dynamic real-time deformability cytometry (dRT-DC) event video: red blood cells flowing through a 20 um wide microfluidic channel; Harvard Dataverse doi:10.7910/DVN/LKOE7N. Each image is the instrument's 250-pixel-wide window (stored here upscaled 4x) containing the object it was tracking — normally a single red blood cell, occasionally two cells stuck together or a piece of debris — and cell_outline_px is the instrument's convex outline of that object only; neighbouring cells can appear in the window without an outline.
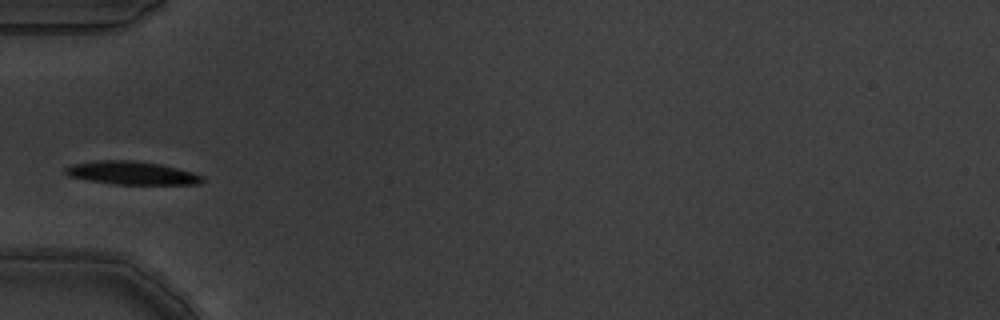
{"species": "common noctule bat (a hibernating species)", "species_latin": "Nyctalus noctula", "temperature_condition": "warm", "stored_images_in_passage": 8, "camera_frame_rate_fps": 3000, "um_per_image_px": 0.085, "animal": {"sex": "male", "body_mass_g": 19.5, "forearm_length_mm": 54.6}, "frame": {"image": 1, "passage_image": 2, "time_ms": 0.333, "image_size_px": [1000, 320], "cell_outline_px": [[204, 180], [200, 184], [112, 184], [88, 180], [68, 176], [64, 172], [64, 168], [72, 164], [96, 160], [132, 160], [160, 164], [192, 172], [204, 176]], "centroid_in_image_um": [11.17, 14.7], "position_along_channel_um": 73.8, "area_um2": 18.55}}
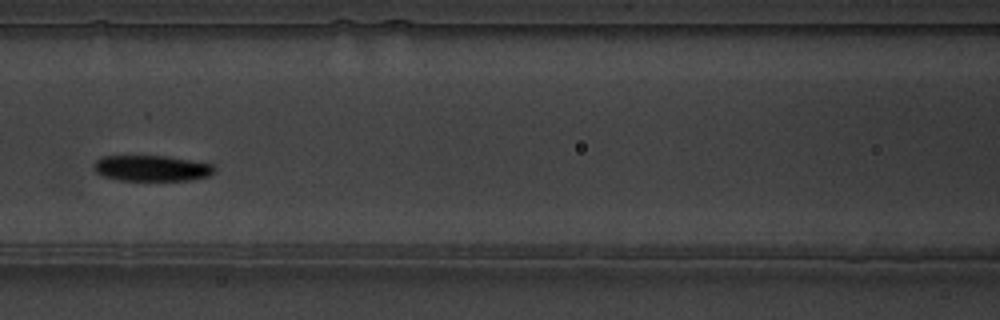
{"frame": {"image": 2, "passage_image": 4, "time_ms": 1.0, "image_size_px": [1000, 320], "cell_outline_px": [[216, 172], [208, 176], [188, 180], [120, 180], [104, 176], [96, 172], [92, 168], [92, 164], [100, 156], [168, 156], [216, 164]], "centroid_in_image_um": [12.92, 14.29], "position_along_channel_um": 153.7, "area_um2": 18.38}}
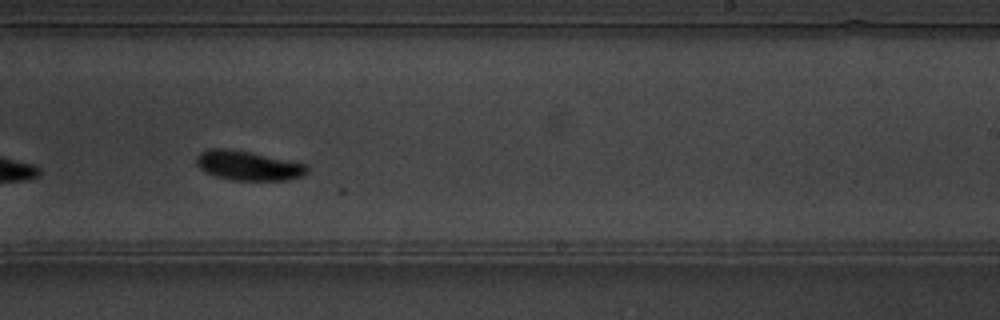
{"frame": {"image": 3, "passage_image": 7, "time_ms": 2.0, "image_size_px": [1000, 320], "cell_outline_px": [[308, 172], [304, 176], [288, 180], [232, 180], [216, 176], [204, 172], [196, 164], [196, 156], [200, 152], [208, 148], [228, 148], [308, 164]], "centroid_in_image_um": [21.09, 14.08], "position_along_channel_um": 267.9, "area_um2": 19.13}}